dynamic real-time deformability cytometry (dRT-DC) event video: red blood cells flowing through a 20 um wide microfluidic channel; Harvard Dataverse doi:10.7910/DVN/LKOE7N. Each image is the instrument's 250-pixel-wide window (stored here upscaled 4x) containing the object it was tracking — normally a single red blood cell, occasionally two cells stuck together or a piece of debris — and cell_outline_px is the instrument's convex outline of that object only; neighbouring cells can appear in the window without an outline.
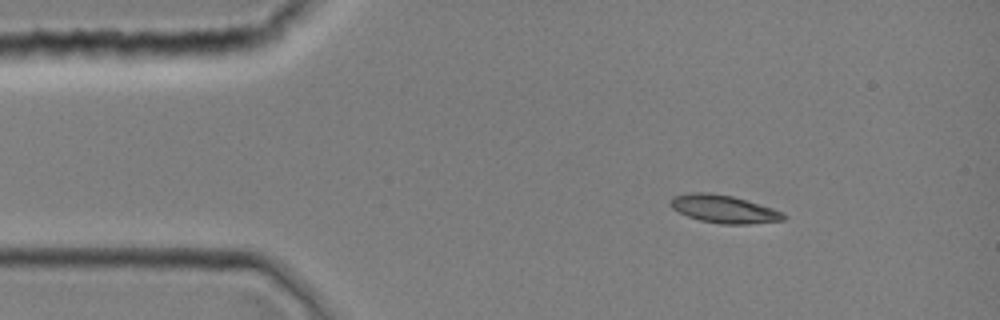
{"species": "common noctule bat (a hibernating species)", "species_latin": "Nyctalus noctula", "temperature_condition": "room temperature", "stored_images_in_passage": 1, "camera_frame_rate_fps": 3000, "um_per_image_px": 0.085, "animal": {"sex": "female", "body_mass_g": 19.0, "forearm_length_mm": 51.5}, "frame": {"image": 1, "passage_image": 1, "time_ms": 0.0, "image_size_px": [1000, 320], "cell_outline_px": [[788, 216], [784, 220], [748, 224], [720, 224], [700, 220], [688, 216], [672, 208], [668, 204], [672, 196], [692, 192], [708, 192], [732, 196], [772, 208], [784, 212]], "centroid_in_image_um": [61.52, 17.76], "position_along_channel_um": 23.5, "area_um2": 18.38}}